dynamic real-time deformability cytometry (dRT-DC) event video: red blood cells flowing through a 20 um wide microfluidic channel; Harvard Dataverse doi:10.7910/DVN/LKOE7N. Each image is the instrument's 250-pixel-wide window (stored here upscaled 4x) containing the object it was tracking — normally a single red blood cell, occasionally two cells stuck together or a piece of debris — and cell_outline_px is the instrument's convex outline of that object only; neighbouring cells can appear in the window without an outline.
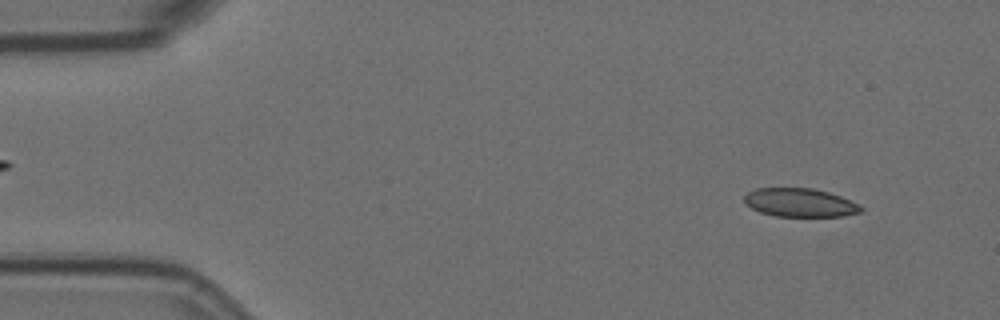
{"species": "Egyptian fruit bat (a non-hibernating species)", "species_latin": "Rousettus aegyptiacus", "temperature_condition": "room temperature", "stored_images_in_passage": 5, "segment_of_instrument_passage": [1, 2], "camera_frame_rate_fps": 3000, "um_per_image_px": 0.085, "animal": {"sex": "female"}, "frame": {"image": 1, "passage_image": 1, "time_ms": 0.0, "image_size_px": [1000, 320], "cell_outline_px": [[864, 208], [860, 212], [844, 216], [776, 216], [760, 212], [744, 204], [744, 196], [748, 192], [756, 188], [812, 188], [828, 192], [840, 196], [860, 204]], "centroid_in_image_um": [67.99, 17.22], "position_along_channel_um": 17.0, "area_um2": 19.42}}
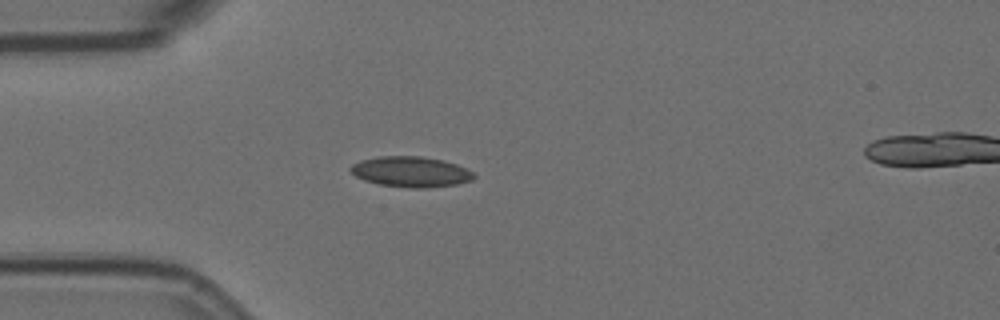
{"frame": {"image": 2, "passage_image": 4, "time_ms": 1.0, "image_size_px": [1000, 320], "cell_outline_px": [[476, 176], [472, 180], [456, 184], [428, 188], [412, 188], [380, 184], [364, 180], [356, 176], [348, 168], [352, 164], [360, 160], [380, 156], [420, 156], [444, 160], [456, 164], [476, 172]], "centroid_in_image_um": [34.95, 14.59], "position_along_channel_um": 50.0, "area_um2": 22.02}}